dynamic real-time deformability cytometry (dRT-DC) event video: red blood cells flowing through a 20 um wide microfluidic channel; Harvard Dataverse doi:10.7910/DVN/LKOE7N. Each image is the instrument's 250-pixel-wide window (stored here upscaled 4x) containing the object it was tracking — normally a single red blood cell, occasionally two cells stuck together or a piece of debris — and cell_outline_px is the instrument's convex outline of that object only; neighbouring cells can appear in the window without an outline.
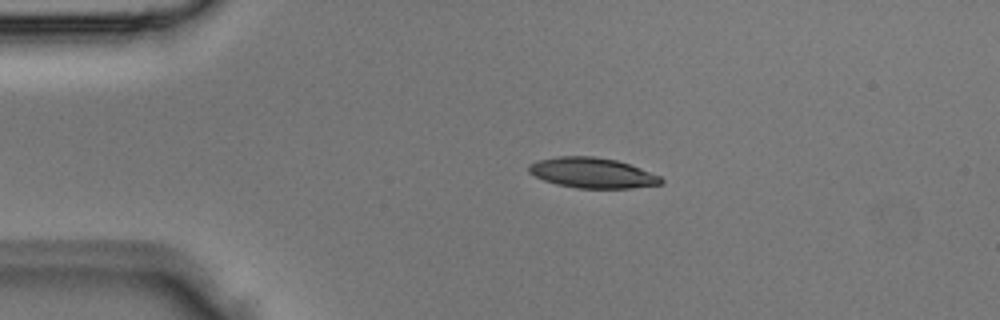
{"species": "Egyptian fruit bat (a non-hibernating species)", "species_latin": "Rousettus aegyptiacus", "temperature_condition": "room temperature", "stored_images_in_passage": 4, "camera_frame_rate_fps": 3000, "um_per_image_px": 0.085, "animal": {"sex": "male"}, "frame": {"image": 1, "passage_image": 2, "time_ms": 0.333, "image_size_px": [1000, 320], "cell_outline_px": [[664, 180], [660, 184], [628, 188], [576, 188], [556, 184], [544, 180], [528, 172], [528, 164], [536, 160], [556, 156], [592, 156], [616, 160], [640, 168], [660, 176]], "centroid_in_image_um": [50.29, 14.68], "position_along_channel_um": 34.7, "area_um2": 23.29}}
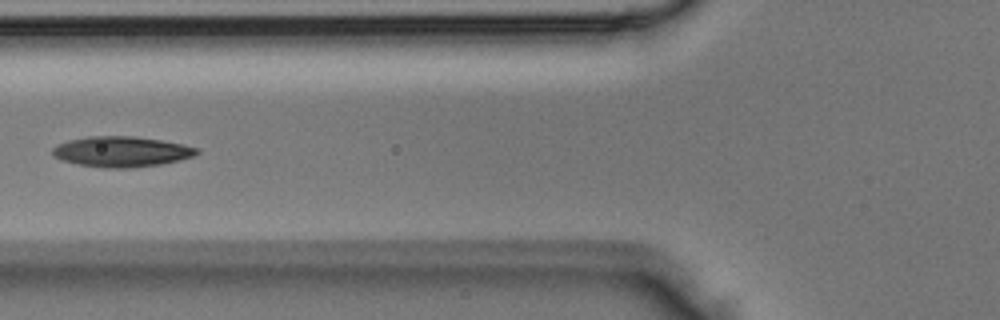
{"frame": {"image": 2, "passage_image": 4, "time_ms": 1.0, "image_size_px": [1000, 320], "cell_outline_px": [[200, 152], [196, 156], [180, 160], [160, 164], [132, 168], [104, 168], [80, 164], [64, 160], [52, 156], [52, 148], [68, 140], [88, 136], [132, 136], [160, 140], [200, 148]], "centroid_in_image_um": [10.36, 12.89], "position_along_channel_um": 115.4, "area_um2": 25.55}}